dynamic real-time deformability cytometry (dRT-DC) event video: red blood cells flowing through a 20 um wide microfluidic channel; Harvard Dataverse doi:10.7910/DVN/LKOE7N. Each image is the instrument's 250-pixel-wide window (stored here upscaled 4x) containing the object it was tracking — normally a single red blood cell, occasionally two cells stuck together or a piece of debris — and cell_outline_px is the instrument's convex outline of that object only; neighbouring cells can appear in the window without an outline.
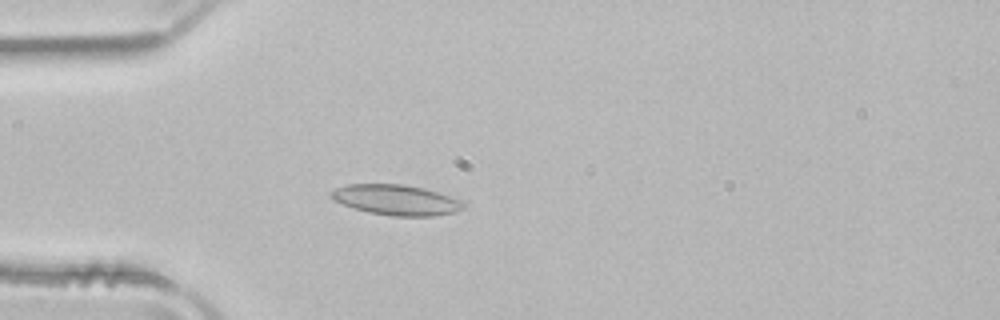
{"species": "common noctule bat (a hibernating species)", "species_latin": "Nyctalus noctula", "temperature_condition": "room temperature", "stored_images_in_passage": 39, "camera_frame_rate_fps": 3000, "um_per_image_px": 0.085, "animal": {"sex": "male", "body_mass_g": 21.5, "forearm_length_mm": 52.0}, "frame": {"image": 1, "passage_image": 2, "time_ms": 0.333, "image_size_px": [1000, 320], "cell_outline_px": [[464, 208], [456, 212], [432, 216], [392, 216], [368, 212], [344, 204], [336, 200], [332, 196], [332, 192], [336, 188], [348, 184], [404, 184], [424, 188], [464, 200]], "centroid_in_image_um": [33.76, 16.99], "position_along_channel_um": 51.2, "area_um2": 23.24}}
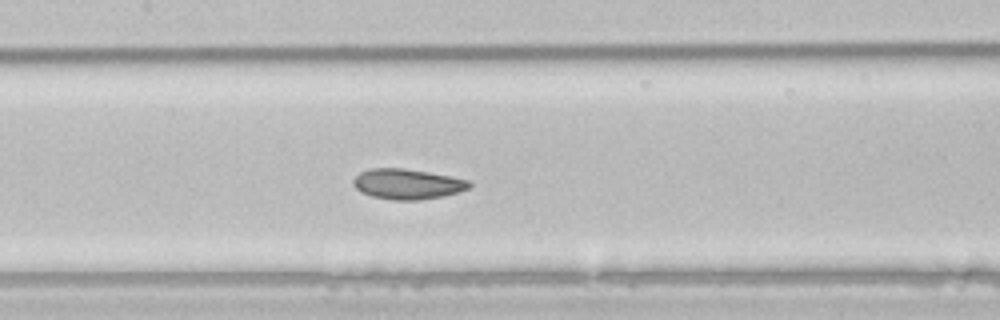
{"frame": {"image": 2, "passage_image": 12, "time_ms": 3.667, "image_size_px": [1000, 320], "cell_outline_px": [[472, 184], [468, 188], [460, 192], [444, 196], [420, 200], [392, 200], [372, 196], [360, 192], [352, 184], [352, 180], [360, 172], [368, 168], [404, 168], [452, 176], [472, 180]], "centroid_in_image_um": [34.64, 15.64], "position_along_channel_um": 172.8, "area_um2": 20.81}}
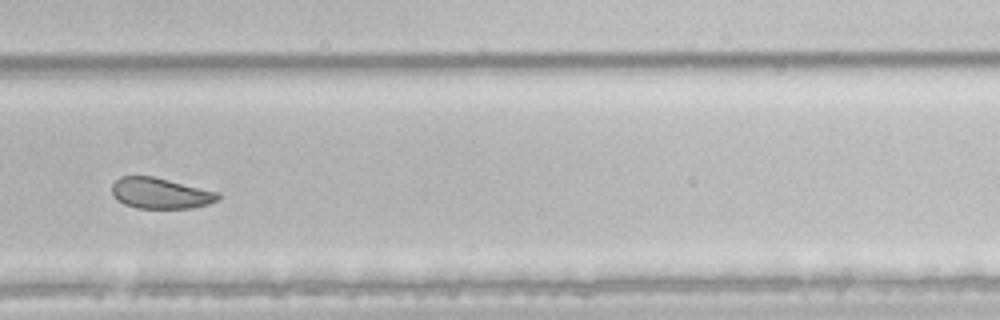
{"frame": {"image": 3, "passage_image": 23, "time_ms": 7.333, "image_size_px": [1000, 320], "cell_outline_px": [[220, 200], [208, 204], [192, 208], [136, 208], [124, 204], [116, 200], [112, 196], [112, 184], [120, 176], [152, 176], [220, 192]], "centroid_in_image_um": [13.64, 16.43], "position_along_channel_um": 316.2, "area_um2": 19.25}, "authors_computed_cell_mechanics": {"area_um2": 20.8658, "velocity_mm_per_s": 3.9298, "shape_relaxation_time_tau1_ms": 4.6934, "shape_relaxation_time_tau2_ms": 1.7231, "deformation_change_tau1": 0.1018, "deformation_change_tau2": 0.052}}